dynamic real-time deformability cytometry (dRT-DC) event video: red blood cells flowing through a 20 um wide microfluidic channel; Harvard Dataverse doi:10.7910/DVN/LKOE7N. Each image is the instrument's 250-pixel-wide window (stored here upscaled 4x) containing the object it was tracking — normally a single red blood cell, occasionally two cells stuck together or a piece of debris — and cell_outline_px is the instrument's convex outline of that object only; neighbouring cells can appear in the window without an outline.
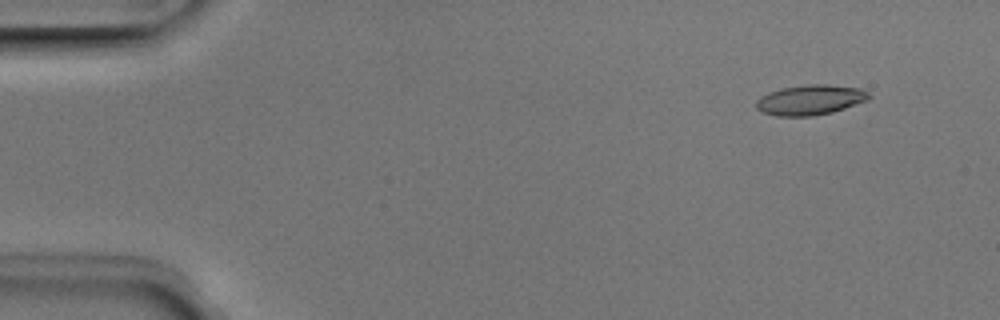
{"species": "Egyptian fruit bat (a non-hibernating species)", "species_latin": "Rousettus aegyptiacus", "temperature_condition": "room temperature", "stored_images_in_passage": 4, "camera_frame_rate_fps": 3000, "um_per_image_px": 0.085, "animal": {"sex": "male"}, "frame": {"image": 1, "passage_image": 1, "time_ms": 0.0, "image_size_px": [1000, 320], "cell_outline_px": [[872, 96], [868, 100], [832, 112], [812, 116], [776, 116], [764, 112], [756, 108], [756, 100], [760, 96], [768, 92], [780, 88], [808, 84], [828, 84], [860, 88], [868, 92]], "centroid_in_image_um": [68.87, 8.48], "position_along_channel_um": 16.1, "area_um2": 19.88}}